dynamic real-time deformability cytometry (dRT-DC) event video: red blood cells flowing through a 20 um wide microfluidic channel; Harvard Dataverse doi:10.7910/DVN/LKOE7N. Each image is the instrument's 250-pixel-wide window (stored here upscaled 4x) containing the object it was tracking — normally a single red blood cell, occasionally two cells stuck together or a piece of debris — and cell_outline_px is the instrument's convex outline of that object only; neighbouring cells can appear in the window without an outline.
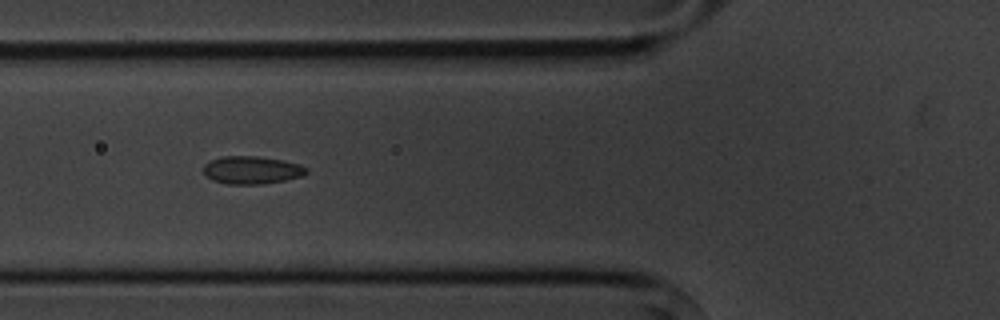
{"species": "common noctule bat (a hibernating species)", "species_latin": "Nyctalus noctula", "temperature_condition": "cold", "stored_images_in_passage": 12, "segment_of_instrument_passage": [1, 2], "camera_frame_rate_fps": 3000, "um_per_image_px": 0.085, "animal": {"sex": "male", "body_mass_g": 20.1, "forearm_length_mm": 53.5}, "frame": {"image": 1, "passage_image": 2, "time_ms": 1.0, "image_size_px": [1000, 320], "cell_outline_px": [[308, 172], [304, 176], [284, 180], [260, 184], [228, 184], [212, 180], [204, 176], [204, 164], [212, 160], [224, 156], [260, 156], [284, 160], [300, 164], [308, 168]], "centroid_in_image_um": [21.43, 14.45], "position_along_channel_um": 104.4, "area_um2": 16.82}}
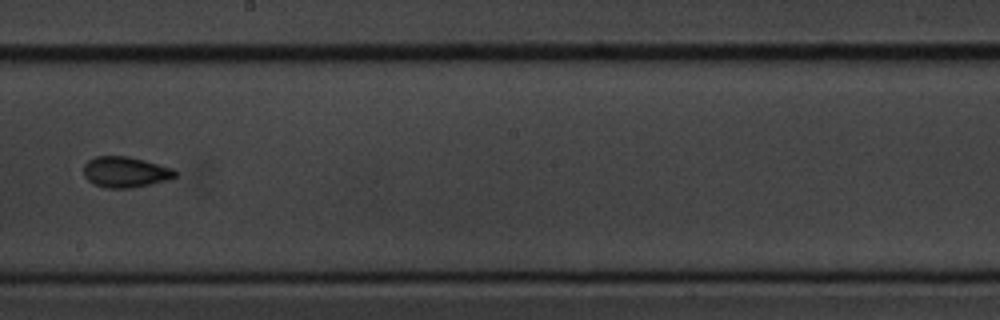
{"frame": {"image": 2, "passage_image": 5, "time_ms": 4.667, "image_size_px": [1000, 320], "cell_outline_px": [[176, 176], [168, 180], [132, 188], [104, 188], [92, 184], [84, 176], [84, 164], [88, 160], [96, 156], [128, 156], [144, 160], [172, 168], [176, 172]], "centroid_in_image_um": [10.62, 14.63], "position_along_channel_um": 237.6, "area_um2": 16.47}}
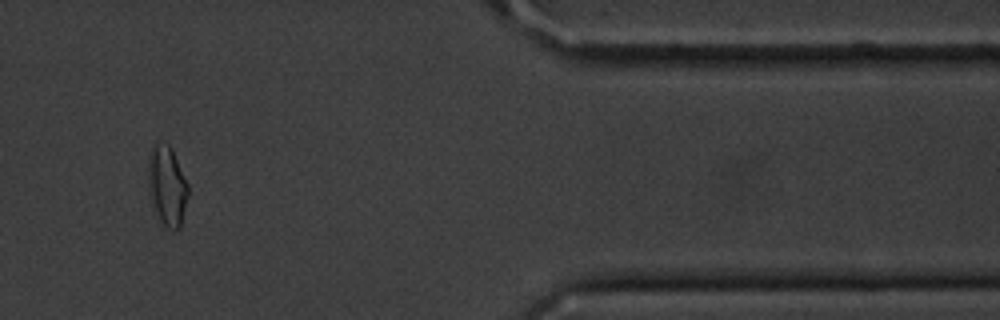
{"frame": {"image": 3, "passage_image": 9, "time_ms": 10.0, "image_size_px": [1000, 320], "cell_outline_px": [[188, 196], [180, 228], [176, 232], [164, 228], [148, 196], [148, 156], [152, 144], [168, 144], [172, 148], [188, 184]], "centroid_in_image_um": [14.19, 15.83], "position_along_channel_um": 397.2, "area_um2": 18.96}}